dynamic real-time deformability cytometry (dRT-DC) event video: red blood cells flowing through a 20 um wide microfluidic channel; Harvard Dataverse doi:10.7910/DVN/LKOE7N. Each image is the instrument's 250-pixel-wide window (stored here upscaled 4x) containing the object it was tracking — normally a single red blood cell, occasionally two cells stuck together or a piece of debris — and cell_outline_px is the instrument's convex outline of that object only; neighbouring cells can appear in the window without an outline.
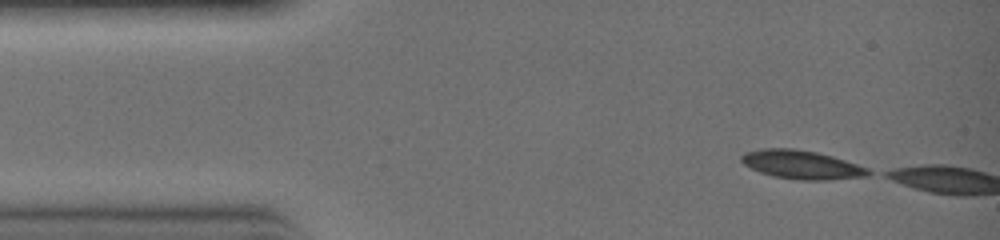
{"species": "common noctule bat (a hibernating species)", "species_latin": "Nyctalus noctula", "temperature_condition": "warm", "stored_images_in_passage": 5, "camera_frame_rate_fps": 3000, "um_per_image_px": 0.085, "animal": {"sex": "female", "body_mass_g": 19.0, "forearm_length_mm": 51.5}, "frame": {"image": 1, "passage_image": 1, "time_ms": 0.0, "image_size_px": [1000, 240], "cell_outline_px": [[876, 172], [868, 176], [828, 180], [800, 180], [772, 176], [760, 172], [744, 164], [740, 160], [740, 156], [744, 152], [764, 148], [792, 148], [816, 152], [832, 156], [868, 168]], "centroid_in_image_um": [68.16, 14.0], "position_along_channel_um": 16.8, "area_um2": 21.27}}